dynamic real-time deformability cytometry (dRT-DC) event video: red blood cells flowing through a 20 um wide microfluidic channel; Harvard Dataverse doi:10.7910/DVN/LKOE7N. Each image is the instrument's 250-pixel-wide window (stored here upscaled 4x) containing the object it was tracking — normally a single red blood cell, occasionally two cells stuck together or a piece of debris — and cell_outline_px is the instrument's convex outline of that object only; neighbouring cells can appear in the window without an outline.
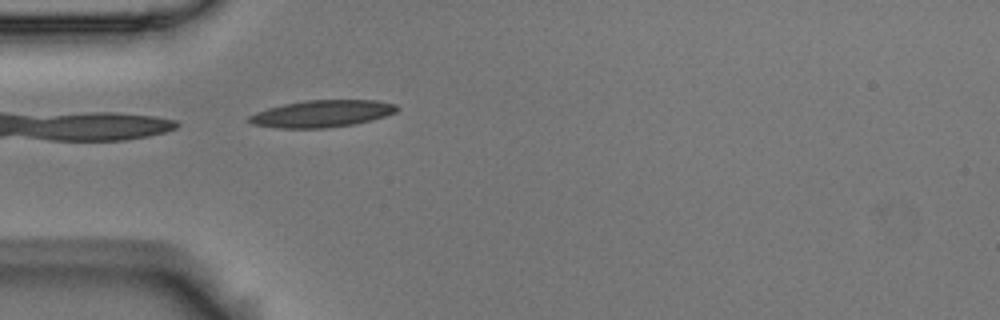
{"species": "Egyptian fruit bat (a non-hibernating species)", "species_latin": "Rousettus aegyptiacus", "temperature_condition": "room temperature", "stored_images_in_passage": 24, "camera_frame_rate_fps": 3000, "um_per_image_px": 0.085, "animal": {"sex": "male"}, "frame": {"image": 1, "passage_image": 1, "time_ms": 0.0, "image_size_px": [1000, 320], "cell_outline_px": [[400, 108], [396, 112], [384, 116], [352, 124], [324, 128], [276, 128], [252, 124], [248, 120], [248, 116], [256, 112], [268, 108], [284, 104], [304, 100], [376, 100], [396, 104]], "centroid_in_image_um": [27.34, 9.65], "position_along_channel_um": 57.7, "area_um2": 23.12}}
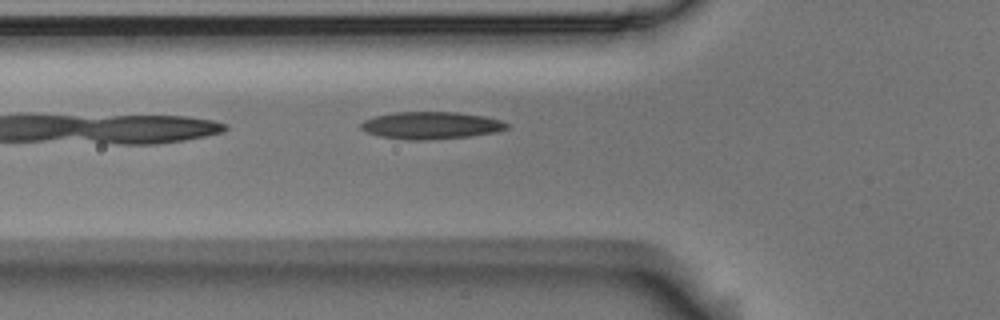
{"frame": {"image": 2, "passage_image": 4, "time_ms": 1.0, "image_size_px": [1000, 320], "cell_outline_px": [[508, 128], [496, 132], [472, 136], [428, 140], [404, 140], [380, 136], [364, 132], [360, 128], [360, 124], [364, 120], [372, 116], [392, 112], [456, 112], [484, 116], [500, 120], [508, 124]], "centroid_in_image_um": [36.58, 10.66], "position_along_channel_um": 89.2, "area_um2": 23.47}}